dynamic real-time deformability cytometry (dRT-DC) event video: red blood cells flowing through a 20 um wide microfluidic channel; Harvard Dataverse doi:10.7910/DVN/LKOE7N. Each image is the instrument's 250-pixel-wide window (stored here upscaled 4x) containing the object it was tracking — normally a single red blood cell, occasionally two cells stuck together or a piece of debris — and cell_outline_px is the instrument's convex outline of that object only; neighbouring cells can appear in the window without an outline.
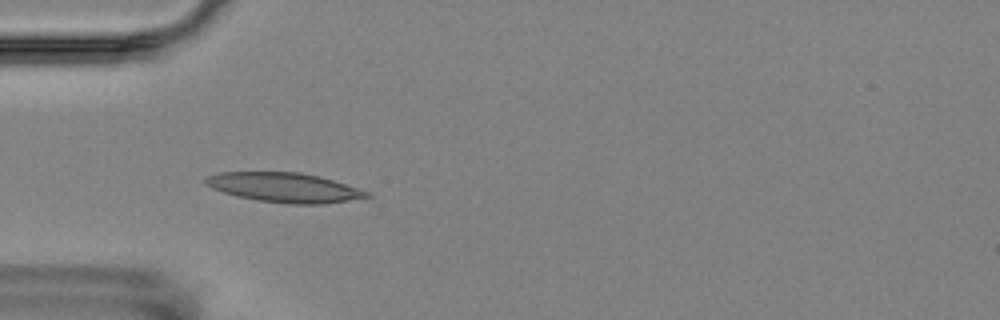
{"species": "Egyptian fruit bat (a non-hibernating species)", "species_latin": "Rousettus aegyptiacus", "temperature_condition": "room temperature", "stored_images_in_passage": 5, "camera_frame_rate_fps": 3000, "um_per_image_px": 0.085, "animal": {"sex": "female"}, "frame": {"image": 1, "passage_image": 4, "time_ms": 3.667, "image_size_px": [1000, 320], "cell_outline_px": [[372, 196], [348, 200], [320, 204], [292, 204], [256, 200], [236, 196], [212, 188], [204, 184], [204, 180], [208, 176], [220, 172], [300, 172], [320, 176], [372, 192]], "centroid_in_image_um": [24.18, 15.93], "position_along_channel_um": 60.8, "area_um2": 27.74}}